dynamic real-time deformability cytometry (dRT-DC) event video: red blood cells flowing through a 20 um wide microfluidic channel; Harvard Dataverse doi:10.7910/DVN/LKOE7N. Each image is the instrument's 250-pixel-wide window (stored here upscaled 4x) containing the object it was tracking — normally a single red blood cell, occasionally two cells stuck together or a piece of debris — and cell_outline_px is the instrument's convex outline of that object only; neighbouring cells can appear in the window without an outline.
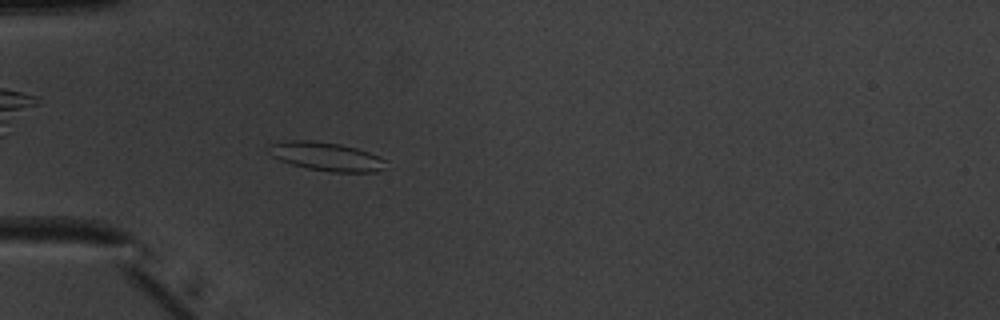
{"species": "common noctule bat (a hibernating species)", "species_latin": "Nyctalus noctula", "temperature_condition": "warm", "stored_images_in_passage": 52, "camera_frame_rate_fps": 3000, "um_per_image_px": 0.085, "animal": {"sex": "male", "body_mass_g": 20.1, "forearm_length_mm": 53.5}, "frame": {"image": 1, "passage_image": 16, "time_ms": 5.0, "image_size_px": [1000, 320], "cell_outline_px": [[388, 160], [384, 168], [376, 172], [332, 172], [308, 168], [292, 164], [280, 160], [272, 156], [268, 144], [292, 140], [312, 140], [340, 144], [356, 148], [380, 156]], "centroid_in_image_um": [27.79, 13.3], "position_along_channel_um": 57.2, "area_um2": 19.48}}
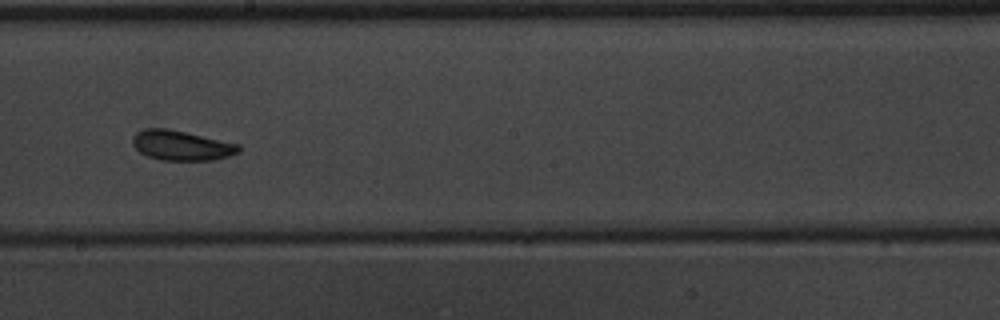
{"frame": {"image": 2, "passage_image": 30, "time_ms": 9.667, "image_size_px": [1000, 320], "cell_outline_px": [[240, 152], [228, 156], [212, 160], [160, 160], [148, 156], [140, 152], [132, 144], [132, 136], [136, 132], [144, 128], [168, 128], [240, 144]], "centroid_in_image_um": [15.4, 12.35], "position_along_channel_um": 232.8, "area_um2": 18.55}}
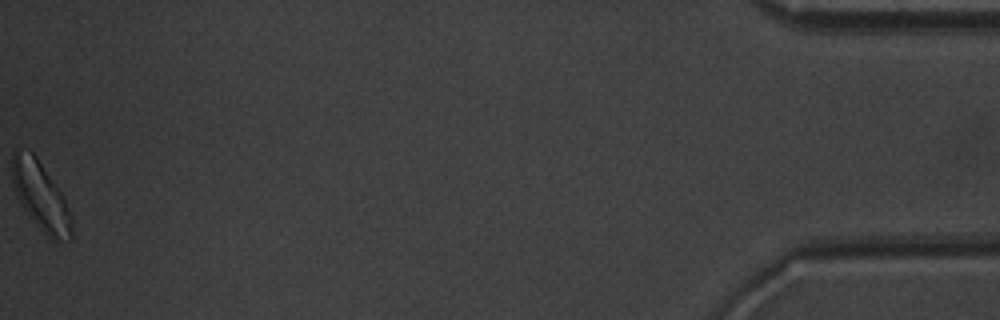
{"frame": {"image": 3, "passage_image": 52, "time_ms": 17.0, "image_size_px": [1000, 320], "cell_outline_px": [[72, 240], [52, 240], [28, 216], [20, 204], [16, 196], [12, 184], [12, 152], [16, 148], [32, 152], [36, 156], [60, 192], [72, 216]], "centroid_in_image_um": [3.43, 16.68], "position_along_channel_um": 431.8, "area_um2": 23.64}, "authors_computed_cell_mechanics": {"area_um2": 18.9873, "velocity_mm_per_s": 3.9334, "shape_relaxation_time_tau1_ms": 2.3215, "shape_relaxation_time_tau2_ms": 2.4339, "deformation_change_tau1": 0.0981, "deformation_change_tau2": 0.0839}}